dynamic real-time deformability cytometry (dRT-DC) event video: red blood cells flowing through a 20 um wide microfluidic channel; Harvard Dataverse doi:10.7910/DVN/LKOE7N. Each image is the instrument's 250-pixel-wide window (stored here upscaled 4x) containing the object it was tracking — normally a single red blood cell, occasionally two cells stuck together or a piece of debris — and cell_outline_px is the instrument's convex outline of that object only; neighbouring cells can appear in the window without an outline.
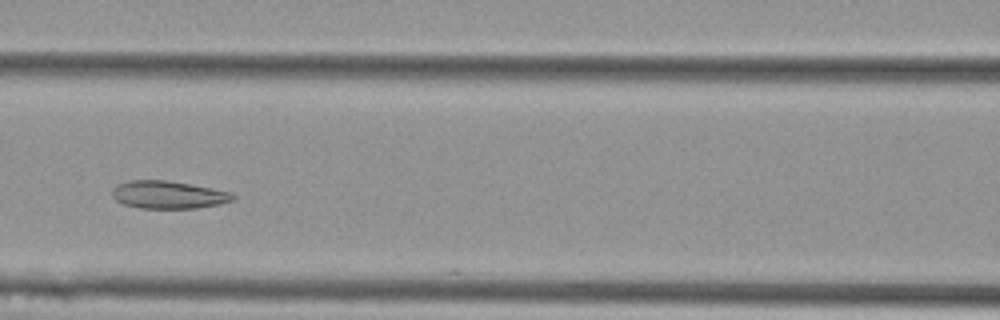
{"species": "Egyptian fruit bat (a non-hibernating species)", "species_latin": "Rousettus aegyptiacus", "temperature_condition": "cold", "stored_images_in_passage": 6, "camera_frame_rate_fps": 3000, "um_per_image_px": 0.085, "animal": {"sex": "female"}, "frame": {"image": 1, "passage_image": 5, "time_ms": 1.333, "image_size_px": [1000, 320], "cell_outline_px": [[236, 200], [220, 204], [196, 208], [140, 208], [124, 204], [116, 200], [112, 196], [112, 188], [116, 184], [132, 180], [168, 180], [212, 188], [232, 192], [236, 196]], "centroid_in_image_um": [14.33, 16.55], "position_along_channel_um": 152.3, "area_um2": 19.65}}
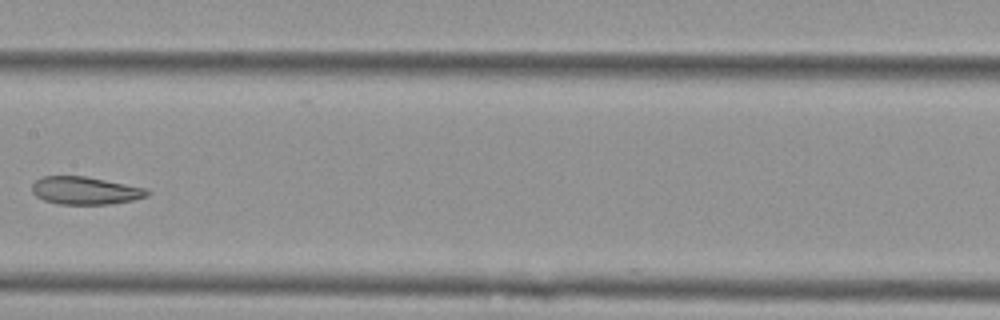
{"frame": {"image": 2, "passage_image": 6, "time_ms": 1.667, "image_size_px": [1000, 320], "cell_outline_px": [[152, 192], [148, 196], [132, 200], [112, 204], [56, 204], [44, 200], [36, 196], [32, 192], [32, 184], [36, 180], [44, 176], [84, 176], [148, 188]], "centroid_in_image_um": [7.27, 16.2], "position_along_channel_um": 200.1, "area_um2": 18.73}}